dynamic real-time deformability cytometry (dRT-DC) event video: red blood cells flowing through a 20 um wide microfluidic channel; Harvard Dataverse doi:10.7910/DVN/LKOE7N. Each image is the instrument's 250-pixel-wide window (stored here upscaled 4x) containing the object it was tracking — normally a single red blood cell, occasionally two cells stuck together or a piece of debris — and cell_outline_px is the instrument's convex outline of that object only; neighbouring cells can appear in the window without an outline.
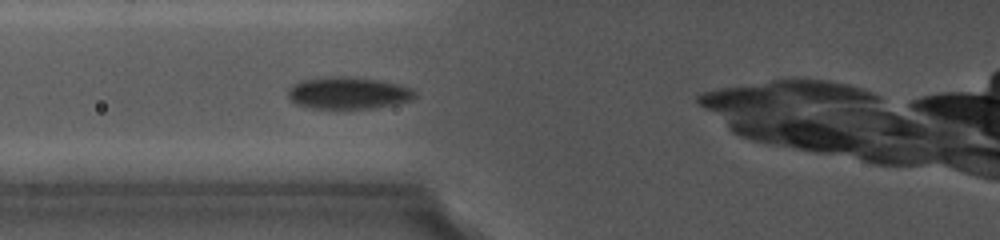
{"species": "common noctule bat (a hibernating species)", "species_latin": "Nyctalus noctula", "temperature_condition": "cold", "stored_images_in_passage": 40, "camera_frame_rate_fps": 5000, "um_per_image_px": 0.085, "animal": {"sex": "female", "body_mass_g": 19.0, "forearm_length_mm": 56.7}, "frame": {"image": 1, "passage_image": 12, "time_ms": 2.8, "image_size_px": [1000, 240], "cell_outline_px": [[416, 96], [412, 100], [396, 104], [372, 108], [312, 108], [296, 104], [288, 96], [288, 88], [292, 84], [300, 80], [320, 76], [348, 76], [380, 80], [400, 84], [412, 88], [416, 92]], "centroid_in_image_um": [29.6, 7.88], "position_along_channel_um": 96.2, "area_um2": 24.04}}